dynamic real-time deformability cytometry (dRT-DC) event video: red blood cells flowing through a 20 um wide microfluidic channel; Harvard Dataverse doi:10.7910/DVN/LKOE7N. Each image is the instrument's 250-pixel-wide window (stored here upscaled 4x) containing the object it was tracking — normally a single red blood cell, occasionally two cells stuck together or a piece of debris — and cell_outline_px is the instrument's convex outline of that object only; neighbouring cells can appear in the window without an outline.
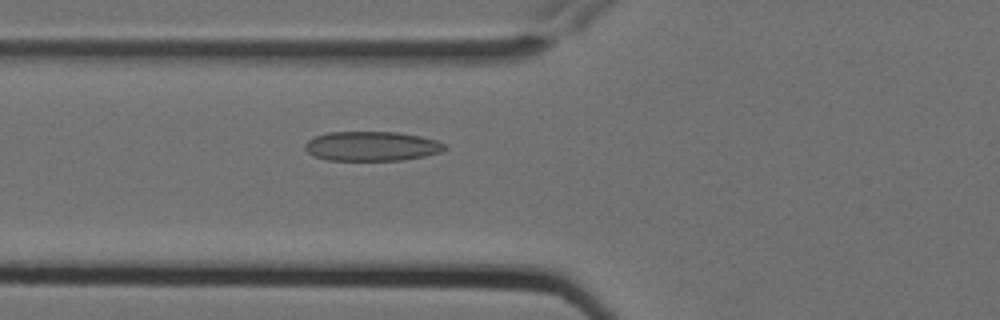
{"species": "Egyptian fruit bat (a non-hibernating species)", "species_latin": "Rousettus aegyptiacus", "temperature_condition": "cold", "stored_images_in_passage": 7, "camera_frame_rate_fps": 3000, "um_per_image_px": 0.085, "animal": {"sex": "female"}, "frame": {"image": 1, "passage_image": 7, "time_ms": 2.0, "image_size_px": [1000, 320], "cell_outline_px": [[448, 148], [440, 152], [424, 156], [400, 160], [328, 160], [316, 156], [308, 152], [304, 148], [304, 144], [308, 140], [316, 136], [328, 132], [396, 132], [420, 136], [436, 140], [444, 144]], "centroid_in_image_um": [31.59, 12.42], "position_along_channel_um": 94.2, "area_um2": 23.87}}